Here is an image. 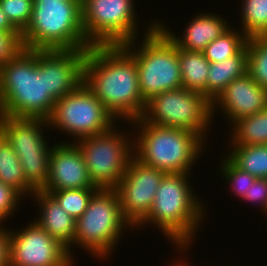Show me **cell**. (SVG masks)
Wrapping results in <instances>:
<instances>
[{
  "label": "cell",
  "instance_id": "obj_22",
  "mask_svg": "<svg viewBox=\"0 0 267 266\" xmlns=\"http://www.w3.org/2000/svg\"><path fill=\"white\" fill-rule=\"evenodd\" d=\"M230 128L229 146L267 144V109L236 121ZM232 142V143H231Z\"/></svg>",
  "mask_w": 267,
  "mask_h": 266
},
{
  "label": "cell",
  "instance_id": "obj_17",
  "mask_svg": "<svg viewBox=\"0 0 267 266\" xmlns=\"http://www.w3.org/2000/svg\"><path fill=\"white\" fill-rule=\"evenodd\" d=\"M87 50H45L46 91L57 101L83 83Z\"/></svg>",
  "mask_w": 267,
  "mask_h": 266
},
{
  "label": "cell",
  "instance_id": "obj_28",
  "mask_svg": "<svg viewBox=\"0 0 267 266\" xmlns=\"http://www.w3.org/2000/svg\"><path fill=\"white\" fill-rule=\"evenodd\" d=\"M99 188L65 189L48 192L69 215L76 220L85 212L92 196Z\"/></svg>",
  "mask_w": 267,
  "mask_h": 266
},
{
  "label": "cell",
  "instance_id": "obj_20",
  "mask_svg": "<svg viewBox=\"0 0 267 266\" xmlns=\"http://www.w3.org/2000/svg\"><path fill=\"white\" fill-rule=\"evenodd\" d=\"M247 73L246 45L235 55L221 62L210 63L207 78V99L212 103L234 80Z\"/></svg>",
  "mask_w": 267,
  "mask_h": 266
},
{
  "label": "cell",
  "instance_id": "obj_35",
  "mask_svg": "<svg viewBox=\"0 0 267 266\" xmlns=\"http://www.w3.org/2000/svg\"><path fill=\"white\" fill-rule=\"evenodd\" d=\"M0 31L6 33H20L8 20L0 8Z\"/></svg>",
  "mask_w": 267,
  "mask_h": 266
},
{
  "label": "cell",
  "instance_id": "obj_5",
  "mask_svg": "<svg viewBox=\"0 0 267 266\" xmlns=\"http://www.w3.org/2000/svg\"><path fill=\"white\" fill-rule=\"evenodd\" d=\"M21 43L28 50H88L91 45L82 25V0L34 3Z\"/></svg>",
  "mask_w": 267,
  "mask_h": 266
},
{
  "label": "cell",
  "instance_id": "obj_1",
  "mask_svg": "<svg viewBox=\"0 0 267 266\" xmlns=\"http://www.w3.org/2000/svg\"><path fill=\"white\" fill-rule=\"evenodd\" d=\"M83 84L119 122L143 116L146 102L140 93L136 61L122 45L91 46L84 62Z\"/></svg>",
  "mask_w": 267,
  "mask_h": 266
},
{
  "label": "cell",
  "instance_id": "obj_18",
  "mask_svg": "<svg viewBox=\"0 0 267 266\" xmlns=\"http://www.w3.org/2000/svg\"><path fill=\"white\" fill-rule=\"evenodd\" d=\"M195 14L187 24L182 35L176 36L170 27L160 20L157 26L167 35V37L176 45L178 49L187 51L203 52L208 44L220 37L231 26L224 18L218 14L204 13ZM163 22V23H161Z\"/></svg>",
  "mask_w": 267,
  "mask_h": 266
},
{
  "label": "cell",
  "instance_id": "obj_26",
  "mask_svg": "<svg viewBox=\"0 0 267 266\" xmlns=\"http://www.w3.org/2000/svg\"><path fill=\"white\" fill-rule=\"evenodd\" d=\"M240 30L249 38L267 35V0H242Z\"/></svg>",
  "mask_w": 267,
  "mask_h": 266
},
{
  "label": "cell",
  "instance_id": "obj_23",
  "mask_svg": "<svg viewBox=\"0 0 267 266\" xmlns=\"http://www.w3.org/2000/svg\"><path fill=\"white\" fill-rule=\"evenodd\" d=\"M0 181L17 190L22 196L34 194L26 183V176L17 154L7 139L0 133ZM30 194V195H29Z\"/></svg>",
  "mask_w": 267,
  "mask_h": 266
},
{
  "label": "cell",
  "instance_id": "obj_25",
  "mask_svg": "<svg viewBox=\"0 0 267 266\" xmlns=\"http://www.w3.org/2000/svg\"><path fill=\"white\" fill-rule=\"evenodd\" d=\"M232 27L204 49V56L210 63L221 62L235 56L246 45L248 37L240 29L237 30L236 26L235 28ZM233 29H236V31Z\"/></svg>",
  "mask_w": 267,
  "mask_h": 266
},
{
  "label": "cell",
  "instance_id": "obj_3",
  "mask_svg": "<svg viewBox=\"0 0 267 266\" xmlns=\"http://www.w3.org/2000/svg\"><path fill=\"white\" fill-rule=\"evenodd\" d=\"M55 102L46 91L45 50L22 48L0 66V115L49 119Z\"/></svg>",
  "mask_w": 267,
  "mask_h": 266
},
{
  "label": "cell",
  "instance_id": "obj_31",
  "mask_svg": "<svg viewBox=\"0 0 267 266\" xmlns=\"http://www.w3.org/2000/svg\"><path fill=\"white\" fill-rule=\"evenodd\" d=\"M22 199L24 197L17 190L0 181V223L14 215Z\"/></svg>",
  "mask_w": 267,
  "mask_h": 266
},
{
  "label": "cell",
  "instance_id": "obj_15",
  "mask_svg": "<svg viewBox=\"0 0 267 266\" xmlns=\"http://www.w3.org/2000/svg\"><path fill=\"white\" fill-rule=\"evenodd\" d=\"M71 143L62 140L53 144L48 182L42 191L48 193L65 189L98 188L90 178L81 150L75 143Z\"/></svg>",
  "mask_w": 267,
  "mask_h": 266
},
{
  "label": "cell",
  "instance_id": "obj_24",
  "mask_svg": "<svg viewBox=\"0 0 267 266\" xmlns=\"http://www.w3.org/2000/svg\"><path fill=\"white\" fill-rule=\"evenodd\" d=\"M225 155L241 170L256 178H267V144L228 146Z\"/></svg>",
  "mask_w": 267,
  "mask_h": 266
},
{
  "label": "cell",
  "instance_id": "obj_30",
  "mask_svg": "<svg viewBox=\"0 0 267 266\" xmlns=\"http://www.w3.org/2000/svg\"><path fill=\"white\" fill-rule=\"evenodd\" d=\"M33 6V0H0L1 10L20 33L30 22Z\"/></svg>",
  "mask_w": 267,
  "mask_h": 266
},
{
  "label": "cell",
  "instance_id": "obj_16",
  "mask_svg": "<svg viewBox=\"0 0 267 266\" xmlns=\"http://www.w3.org/2000/svg\"><path fill=\"white\" fill-rule=\"evenodd\" d=\"M264 109H267V90L246 73L234 79L211 103V116L214 121L215 112L220 110L231 127L236 121Z\"/></svg>",
  "mask_w": 267,
  "mask_h": 266
},
{
  "label": "cell",
  "instance_id": "obj_9",
  "mask_svg": "<svg viewBox=\"0 0 267 266\" xmlns=\"http://www.w3.org/2000/svg\"><path fill=\"white\" fill-rule=\"evenodd\" d=\"M131 136V132L114 125L104 133L74 142L82 152L93 184L99 189H115L125 174L134 157Z\"/></svg>",
  "mask_w": 267,
  "mask_h": 266
},
{
  "label": "cell",
  "instance_id": "obj_4",
  "mask_svg": "<svg viewBox=\"0 0 267 266\" xmlns=\"http://www.w3.org/2000/svg\"><path fill=\"white\" fill-rule=\"evenodd\" d=\"M127 123L137 125L134 158L165 173H190L206 147L207 142L189 130L146 123L142 118Z\"/></svg>",
  "mask_w": 267,
  "mask_h": 266
},
{
  "label": "cell",
  "instance_id": "obj_14",
  "mask_svg": "<svg viewBox=\"0 0 267 266\" xmlns=\"http://www.w3.org/2000/svg\"><path fill=\"white\" fill-rule=\"evenodd\" d=\"M165 172L139 162L134 157L115 190L119 195L123 217L134 228L150 212Z\"/></svg>",
  "mask_w": 267,
  "mask_h": 266
},
{
  "label": "cell",
  "instance_id": "obj_33",
  "mask_svg": "<svg viewBox=\"0 0 267 266\" xmlns=\"http://www.w3.org/2000/svg\"><path fill=\"white\" fill-rule=\"evenodd\" d=\"M243 201L247 203H253L255 205H260L263 214L267 215V178H257L250 189L248 194L243 198Z\"/></svg>",
  "mask_w": 267,
  "mask_h": 266
},
{
  "label": "cell",
  "instance_id": "obj_7",
  "mask_svg": "<svg viewBox=\"0 0 267 266\" xmlns=\"http://www.w3.org/2000/svg\"><path fill=\"white\" fill-rule=\"evenodd\" d=\"M129 228L134 229L123 217L117 191L99 189L76 221L73 246L76 245L99 260H107L111 257L109 255H113L115 246L121 243L119 241L124 236L123 232Z\"/></svg>",
  "mask_w": 267,
  "mask_h": 266
},
{
  "label": "cell",
  "instance_id": "obj_21",
  "mask_svg": "<svg viewBox=\"0 0 267 266\" xmlns=\"http://www.w3.org/2000/svg\"><path fill=\"white\" fill-rule=\"evenodd\" d=\"M178 61L182 87L202 93L207 98V78L210 62L204 56V53L178 49Z\"/></svg>",
  "mask_w": 267,
  "mask_h": 266
},
{
  "label": "cell",
  "instance_id": "obj_27",
  "mask_svg": "<svg viewBox=\"0 0 267 266\" xmlns=\"http://www.w3.org/2000/svg\"><path fill=\"white\" fill-rule=\"evenodd\" d=\"M247 74L267 90V35L247 39Z\"/></svg>",
  "mask_w": 267,
  "mask_h": 266
},
{
  "label": "cell",
  "instance_id": "obj_19",
  "mask_svg": "<svg viewBox=\"0 0 267 266\" xmlns=\"http://www.w3.org/2000/svg\"><path fill=\"white\" fill-rule=\"evenodd\" d=\"M30 197L35 200V206L39 207L38 214L40 216L38 215L34 219L35 223L52 238L57 239L64 245L68 249L69 255L74 259L75 255L72 253V246L74 244L77 220L62 209L60 204L49 193L35 191Z\"/></svg>",
  "mask_w": 267,
  "mask_h": 266
},
{
  "label": "cell",
  "instance_id": "obj_36",
  "mask_svg": "<svg viewBox=\"0 0 267 266\" xmlns=\"http://www.w3.org/2000/svg\"><path fill=\"white\" fill-rule=\"evenodd\" d=\"M180 259V261H179ZM178 261H173V263H170L169 266H191V263L183 262L181 258H179ZM183 262V263H182ZM188 264V265H187ZM193 266V265H192Z\"/></svg>",
  "mask_w": 267,
  "mask_h": 266
},
{
  "label": "cell",
  "instance_id": "obj_32",
  "mask_svg": "<svg viewBox=\"0 0 267 266\" xmlns=\"http://www.w3.org/2000/svg\"><path fill=\"white\" fill-rule=\"evenodd\" d=\"M22 48L21 33L0 31V66L13 58Z\"/></svg>",
  "mask_w": 267,
  "mask_h": 266
},
{
  "label": "cell",
  "instance_id": "obj_37",
  "mask_svg": "<svg viewBox=\"0 0 267 266\" xmlns=\"http://www.w3.org/2000/svg\"><path fill=\"white\" fill-rule=\"evenodd\" d=\"M34 3H42L43 1H64V0H33Z\"/></svg>",
  "mask_w": 267,
  "mask_h": 266
},
{
  "label": "cell",
  "instance_id": "obj_10",
  "mask_svg": "<svg viewBox=\"0 0 267 266\" xmlns=\"http://www.w3.org/2000/svg\"><path fill=\"white\" fill-rule=\"evenodd\" d=\"M141 118L146 123L192 131L203 140L213 122L211 102L202 93L183 87L154 95Z\"/></svg>",
  "mask_w": 267,
  "mask_h": 266
},
{
  "label": "cell",
  "instance_id": "obj_6",
  "mask_svg": "<svg viewBox=\"0 0 267 266\" xmlns=\"http://www.w3.org/2000/svg\"><path fill=\"white\" fill-rule=\"evenodd\" d=\"M150 22L141 42L137 44L135 39L122 45L136 61L140 93L145 102L161 92L182 87L178 48L157 26L156 19Z\"/></svg>",
  "mask_w": 267,
  "mask_h": 266
},
{
  "label": "cell",
  "instance_id": "obj_8",
  "mask_svg": "<svg viewBox=\"0 0 267 266\" xmlns=\"http://www.w3.org/2000/svg\"><path fill=\"white\" fill-rule=\"evenodd\" d=\"M45 127L46 130L50 127L49 120L45 118L0 115V133L13 147L25 173L26 183L34 191H42L48 182L53 144L48 143L43 135Z\"/></svg>",
  "mask_w": 267,
  "mask_h": 266
},
{
  "label": "cell",
  "instance_id": "obj_13",
  "mask_svg": "<svg viewBox=\"0 0 267 266\" xmlns=\"http://www.w3.org/2000/svg\"><path fill=\"white\" fill-rule=\"evenodd\" d=\"M15 231L9 229V266L75 265L68 249L35 221Z\"/></svg>",
  "mask_w": 267,
  "mask_h": 266
},
{
  "label": "cell",
  "instance_id": "obj_2",
  "mask_svg": "<svg viewBox=\"0 0 267 266\" xmlns=\"http://www.w3.org/2000/svg\"><path fill=\"white\" fill-rule=\"evenodd\" d=\"M189 174L193 173H165L149 214L134 227L153 225L183 253L186 250L182 249L190 248L197 235L195 232L201 229L199 227L207 217L204 207L207 204L196 195Z\"/></svg>",
  "mask_w": 267,
  "mask_h": 266
},
{
  "label": "cell",
  "instance_id": "obj_29",
  "mask_svg": "<svg viewBox=\"0 0 267 266\" xmlns=\"http://www.w3.org/2000/svg\"><path fill=\"white\" fill-rule=\"evenodd\" d=\"M223 159V160H222ZM220 164V176L229 183V188L231 193H234L239 199H243L246 194H248V190L250 189V185L254 183L257 179L256 177L250 175L246 171L238 168L227 156H223Z\"/></svg>",
  "mask_w": 267,
  "mask_h": 266
},
{
  "label": "cell",
  "instance_id": "obj_34",
  "mask_svg": "<svg viewBox=\"0 0 267 266\" xmlns=\"http://www.w3.org/2000/svg\"><path fill=\"white\" fill-rule=\"evenodd\" d=\"M5 225L0 223V266H9V228Z\"/></svg>",
  "mask_w": 267,
  "mask_h": 266
},
{
  "label": "cell",
  "instance_id": "obj_11",
  "mask_svg": "<svg viewBox=\"0 0 267 266\" xmlns=\"http://www.w3.org/2000/svg\"><path fill=\"white\" fill-rule=\"evenodd\" d=\"M133 2L82 0V25L87 42L91 46L123 45L138 39L141 32Z\"/></svg>",
  "mask_w": 267,
  "mask_h": 266
},
{
  "label": "cell",
  "instance_id": "obj_12",
  "mask_svg": "<svg viewBox=\"0 0 267 266\" xmlns=\"http://www.w3.org/2000/svg\"><path fill=\"white\" fill-rule=\"evenodd\" d=\"M49 126L72 136V142L97 135L116 125L115 117L83 83L55 102Z\"/></svg>",
  "mask_w": 267,
  "mask_h": 266
}]
</instances>
